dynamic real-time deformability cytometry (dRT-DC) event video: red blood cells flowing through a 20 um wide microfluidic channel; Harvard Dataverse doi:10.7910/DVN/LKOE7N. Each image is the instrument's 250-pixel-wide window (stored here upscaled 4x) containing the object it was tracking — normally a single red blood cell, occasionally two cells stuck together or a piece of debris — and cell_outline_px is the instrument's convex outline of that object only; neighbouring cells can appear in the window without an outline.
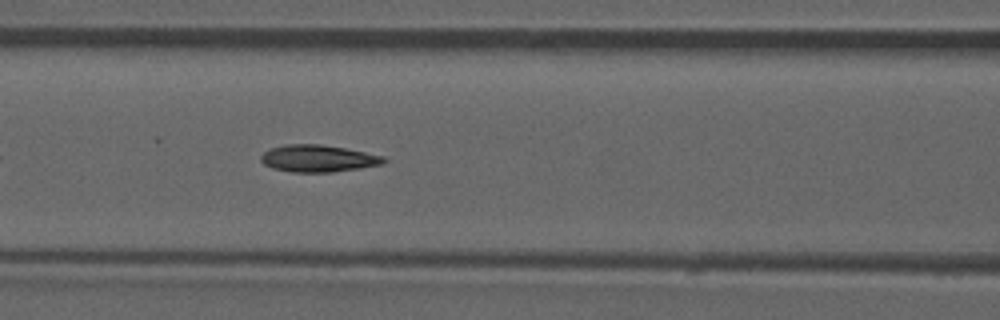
{"species": "common noctule bat (a hibernating species)", "species_latin": "Nyctalus noctula", "temperature_condition": "room temperature", "stored_images_in_passage": 32, "camera_frame_rate_fps": 3000, "um_per_image_px": 0.085, "animal": {"sex": "male", "forearm_length_mm": 52.5}, "frame": {"image": 1, "passage_image": 10, "time_ms": 3.0, "image_size_px": [1000, 320], "cell_outline_px": [[388, 160], [384, 164], [360, 168], [332, 172], [292, 172], [272, 168], [264, 164], [260, 160], [260, 156], [264, 152], [272, 148], [288, 144], [320, 144], [344, 148], [384, 156]], "centroid_in_image_um": [27.05, 13.47], "position_along_channel_um": 139.5, "area_um2": 19.31}, "authors_computed_cell_mechanics": {"area_um2": 18.9295, "velocity_mm_per_s": 3.8546, "shape_relaxation_time_tau1_ms": null, "shape_relaxation_time_tau2_ms": 2.8091, "deformation_change_tau1": null, "deformation_change_tau2": 0.1128}}